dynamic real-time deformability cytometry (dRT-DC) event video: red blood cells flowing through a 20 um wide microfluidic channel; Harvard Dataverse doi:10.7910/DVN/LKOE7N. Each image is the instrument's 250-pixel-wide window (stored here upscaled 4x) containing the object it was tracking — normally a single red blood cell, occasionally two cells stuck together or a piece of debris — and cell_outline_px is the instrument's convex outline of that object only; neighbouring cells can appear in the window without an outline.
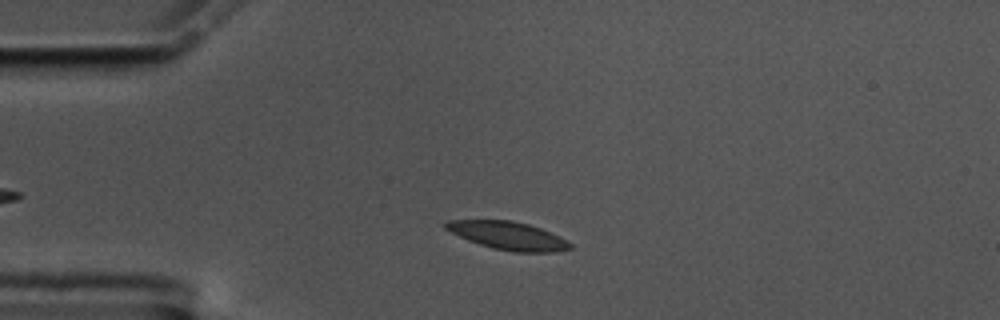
{"species": "common noctule bat (a hibernating species)", "species_latin": "Nyctalus noctula", "temperature_condition": "cold", "stored_images_in_passage": 51, "camera_frame_rate_fps": 3000, "um_per_image_px": 0.085, "animal": {"sex": "male", "body_mass_g": 17.5, "forearm_length_mm": 52.3}, "frame": {"image": 1, "passage_image": 8, "time_ms": 2.333, "image_size_px": [1000, 320], "cell_outline_px": [[572, 248], [556, 252], [512, 252], [492, 248], [468, 240], [444, 228], [444, 224], [448, 220], [512, 220], [528, 224], [540, 228], [560, 236], [568, 240], [572, 244]], "centroid_in_image_um": [43.23, 20.03], "position_along_channel_um": 41.8, "area_um2": 20.35}}
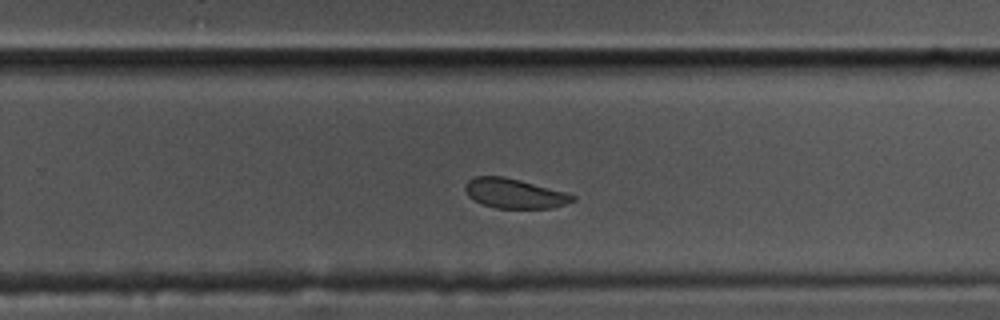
{"frame": {"image": 2, "passage_image": 31, "time_ms": 10.0, "image_size_px": [1000, 320], "cell_outline_px": [[576, 200], [552, 208], [496, 208], [480, 204], [468, 196], [464, 188], [468, 180], [476, 176], [504, 176], [520, 180], [564, 192], [576, 196]], "centroid_in_image_um": [43.69, 16.45], "position_along_channel_um": 286.1, "area_um2": 18.5}}
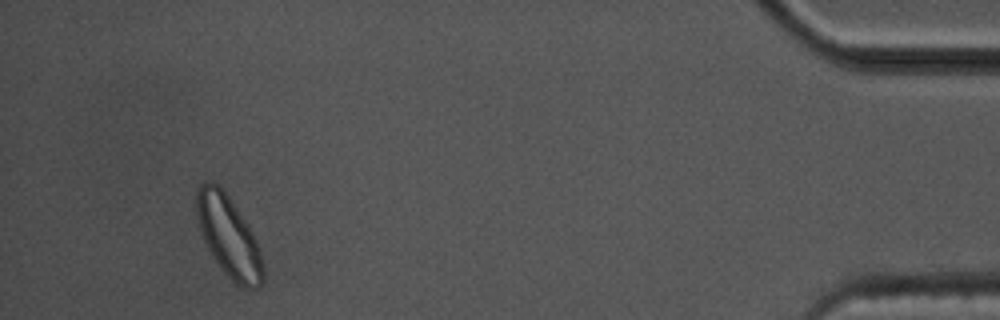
{"frame": {"image": 3, "passage_image": 48, "time_ms": 15.667, "image_size_px": [1000, 320], "cell_outline_px": [[264, 280], [260, 288], [244, 288], [236, 284], [224, 272], [212, 256], [204, 240], [200, 228], [196, 208], [196, 192], [200, 184], [220, 184], [248, 224], [256, 240], [264, 264]], "centroid_in_image_um": [19.47, 20.14], "position_along_channel_um": 415.7, "area_um2": 31.15}, "authors_computed_cell_mechanics": {"area_um2": 20.1722, "velocity_mm_per_s": 3.4963, "shape_relaxation_time_tau1_ms": 4.6316, "shape_relaxation_time_tau2_ms": 2.8052, "deformation_change_tau1": 0.0825, "deformation_change_tau2": 0.0552}}